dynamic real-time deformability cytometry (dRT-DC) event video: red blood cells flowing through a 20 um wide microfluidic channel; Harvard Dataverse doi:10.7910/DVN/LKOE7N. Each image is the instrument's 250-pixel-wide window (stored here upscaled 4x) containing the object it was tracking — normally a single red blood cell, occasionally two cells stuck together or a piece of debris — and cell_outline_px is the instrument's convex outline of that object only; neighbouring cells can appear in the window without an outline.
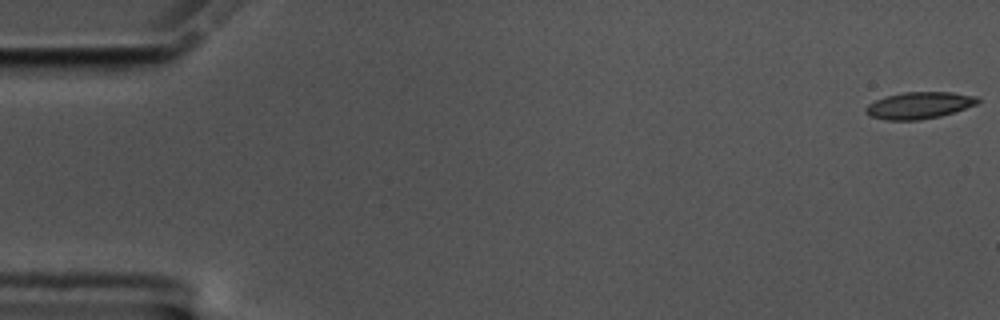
{"species": "common noctule bat (a hibernating species)", "species_latin": "Nyctalus noctula", "temperature_condition": "cold", "stored_images_in_passage": 57, "camera_frame_rate_fps": 3000, "um_per_image_px": 0.085, "animal": {"sex": "male", "body_mass_g": 17.5, "forearm_length_mm": 52.3}, "frame": {"image": 1, "passage_image": 1, "time_ms": 0.0, "image_size_px": [1000, 320], "cell_outline_px": [[980, 100], [976, 104], [940, 116], [920, 120], [884, 120], [872, 116], [864, 112], [864, 108], [868, 104], [876, 100], [888, 96], [904, 92], [952, 92], [976, 96]], "centroid_in_image_um": [78.1, 8.95], "position_along_channel_um": 6.9, "area_um2": 17.28}}
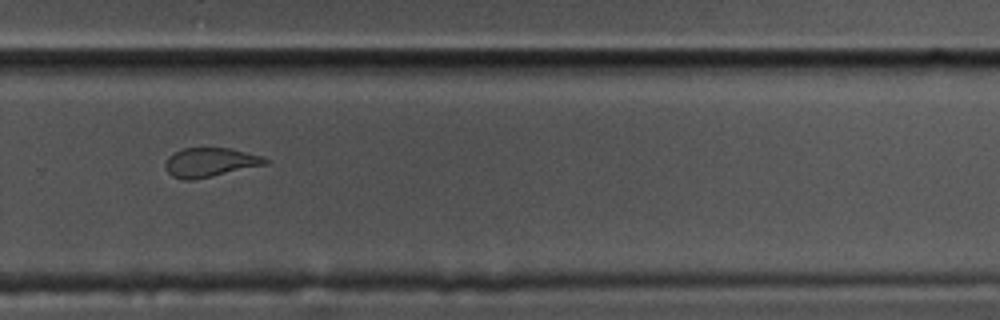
{"frame": {"image": 2, "passage_image": 39, "time_ms": 12.667, "image_size_px": [1000, 320], "cell_outline_px": [[268, 164], [212, 176], [192, 180], [184, 180], [172, 176], [168, 172], [164, 164], [168, 156], [184, 148], [228, 148], [264, 156], [268, 160]], "centroid_in_image_um": [17.86, 13.8], "position_along_channel_um": 311.9, "area_um2": 16.88}}
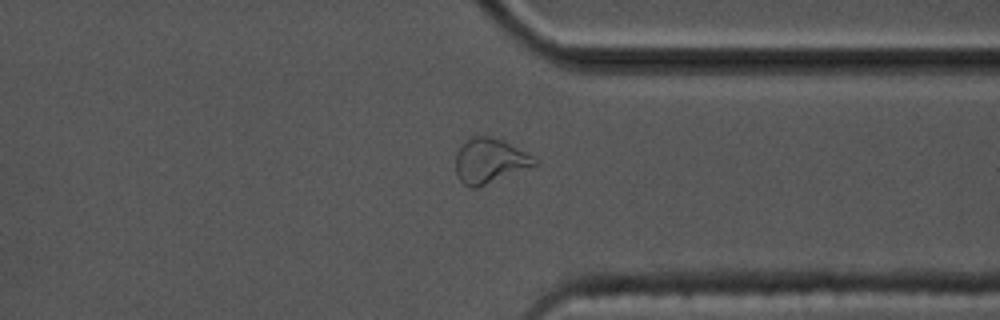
{"frame": {"image": 3, "passage_image": 44, "time_ms": 14.333, "image_size_px": [1000, 320], "cell_outline_px": [[540, 164], [476, 188], [468, 188], [456, 176], [456, 152], [468, 136], [488, 136], [504, 140], [532, 156]], "centroid_in_image_um": [41.6, 13.67], "position_along_channel_um": 369.8, "area_um2": 20.75}, "authors_computed_cell_mechanics": {"area_um2": 17.6868, "velocity_mm_per_s": 3.5354, "shape_relaxation_time_tau1_ms": 6.7103, "shape_relaxation_time_tau2_ms": 2.8859, "deformation_change_tau1": 0.1747, "deformation_change_tau2": 0.0891}}